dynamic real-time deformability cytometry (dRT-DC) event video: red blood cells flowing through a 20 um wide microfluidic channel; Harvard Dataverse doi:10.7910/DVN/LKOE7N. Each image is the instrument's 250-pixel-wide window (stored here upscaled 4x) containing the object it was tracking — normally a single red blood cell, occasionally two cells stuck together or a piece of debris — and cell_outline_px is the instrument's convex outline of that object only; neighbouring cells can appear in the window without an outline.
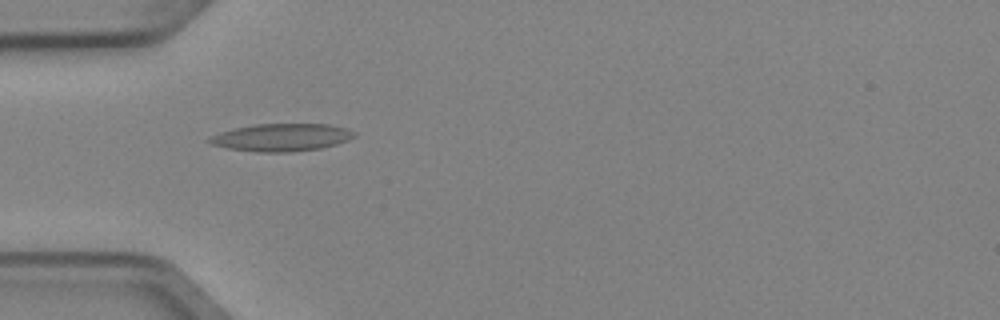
{"species": "Egyptian fruit bat (a non-hibernating species)", "species_latin": "Rousettus aegyptiacus", "temperature_condition": "cold", "stored_images_in_passage": 3, "camera_frame_rate_fps": 3000, "um_per_image_px": 0.085, "animal": {"sex": "female"}, "frame": {"image": 1, "passage_image": 1, "time_ms": 0.0, "image_size_px": [1000, 320], "cell_outline_px": [[356, 136], [348, 140], [336, 144], [320, 148], [288, 152], [256, 152], [228, 148], [212, 144], [208, 140], [212, 136], [220, 132], [236, 128], [256, 124], [328, 124], [348, 128], [356, 132]], "centroid_in_image_um": [23.98, 11.67], "position_along_channel_um": 61.0, "area_um2": 23.12}}
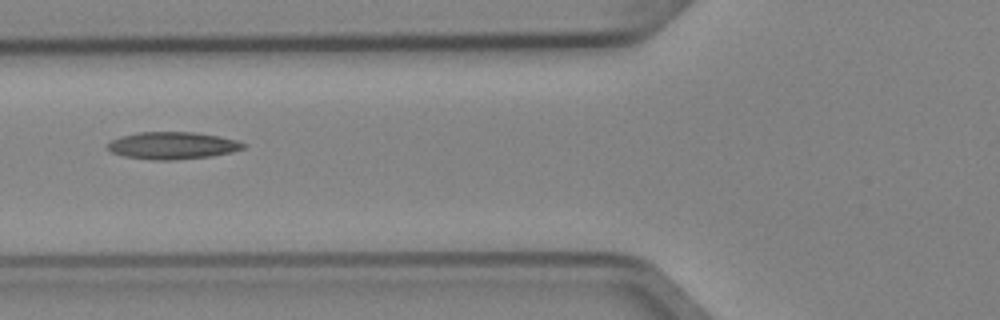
{"frame": {"image": 2, "passage_image": 2, "time_ms": 0.333, "image_size_px": [1000, 320], "cell_outline_px": [[244, 148], [232, 152], [212, 156], [172, 160], [156, 160], [124, 156], [112, 152], [108, 148], [108, 144], [112, 140], [120, 136], [136, 132], [196, 132], [220, 136], [236, 140], [244, 144]], "centroid_in_image_um": [14.67, 12.36], "position_along_channel_um": 111.1, "area_um2": 21.44}}
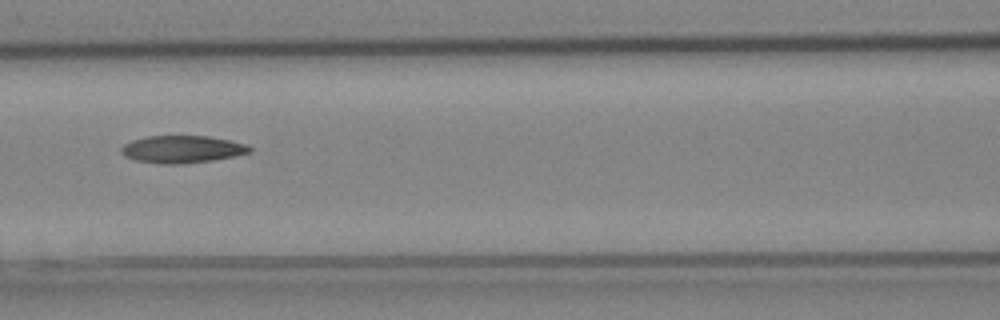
{"frame": {"image": 3, "passage_image": 3, "time_ms": 0.667, "image_size_px": [1000, 320], "cell_outline_px": [[252, 152], [212, 160], [180, 164], [160, 164], [136, 160], [124, 156], [120, 152], [120, 148], [124, 144], [132, 140], [148, 136], [208, 136], [248, 144], [252, 148]], "centroid_in_image_um": [15.46, 12.68], "position_along_channel_um": 151.1, "area_um2": 20.46}}